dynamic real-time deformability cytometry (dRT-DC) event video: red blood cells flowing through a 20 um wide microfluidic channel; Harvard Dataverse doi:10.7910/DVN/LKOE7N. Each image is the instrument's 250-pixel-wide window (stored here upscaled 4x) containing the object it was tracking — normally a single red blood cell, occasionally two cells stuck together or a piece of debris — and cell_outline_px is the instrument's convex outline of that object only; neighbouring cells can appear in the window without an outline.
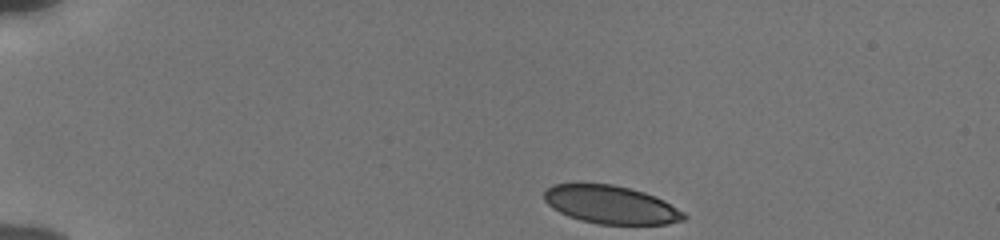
{"species": "human", "species_latin": "Homo sapiens", "temperature_condition": "cold", "stored_images_in_passage": 44, "camera_frame_rate_fps": 3000, "um_per_image_px": 0.085, "donor": {"sex": "male"}, "frame": {"image": 1, "passage_image": 1, "time_ms": 0.0, "image_size_px": [1000, 240], "cell_outline_px": [[688, 216], [684, 220], [668, 224], [600, 224], [580, 220], [568, 216], [552, 208], [544, 200], [544, 192], [552, 184], [612, 184], [644, 192], [664, 200], [684, 212]], "centroid_in_image_um": [51.94, 17.41], "position_along_channel_um": 33.1, "area_um2": 30.92}}
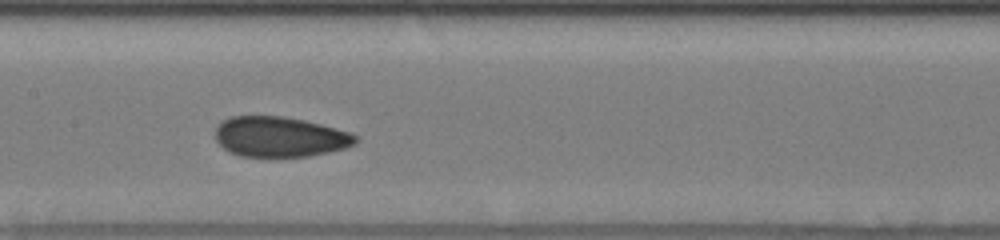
{"frame": {"image": 2, "passage_image": 19, "time_ms": 6.0, "image_size_px": [1000, 240], "cell_outline_px": [[360, 140], [356, 144], [344, 148], [328, 152], [308, 156], [240, 156], [228, 152], [216, 140], [216, 128], [220, 120], [228, 116], [280, 116], [304, 120], [352, 132]], "centroid_in_image_um": [23.78, 11.62], "position_along_channel_um": 183.6, "area_um2": 33.0}}
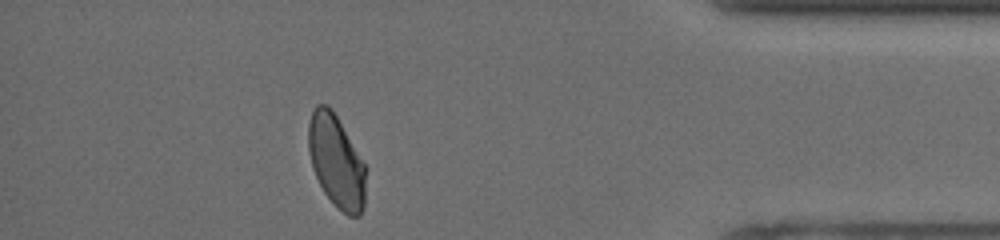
{"frame": {"image": 3, "passage_image": 39, "time_ms": 12.667, "image_size_px": [1000, 240], "cell_outline_px": [[364, 208], [360, 216], [348, 216], [324, 192], [312, 168], [308, 148], [308, 124], [312, 112], [316, 104], [324, 104], [332, 108], [364, 164]], "centroid_in_image_um": [28.55, 13.69], "position_along_channel_um": 406.6, "area_um2": 30.29}, "authors_computed_cell_mechanics": {"area_um2": 33.0038, "velocity_mm_per_s": 3.8303, "shape_relaxation_time_tau1_ms": 4.3044, "shape_relaxation_time_tau2_ms": 1.0783, "deformation_change_tau1": 0.1134, "deformation_change_tau2": 0.0423}}